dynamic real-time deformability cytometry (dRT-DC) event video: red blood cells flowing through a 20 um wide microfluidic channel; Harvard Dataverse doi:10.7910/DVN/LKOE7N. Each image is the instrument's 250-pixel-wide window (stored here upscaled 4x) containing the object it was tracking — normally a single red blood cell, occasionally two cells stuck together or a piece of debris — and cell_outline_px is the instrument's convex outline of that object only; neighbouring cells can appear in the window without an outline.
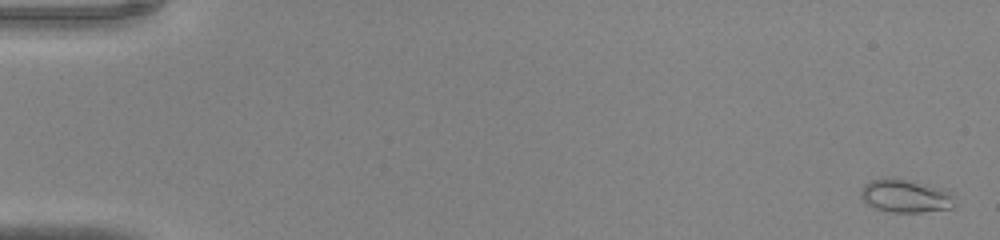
{"species": "common noctule bat (a hibernating species)", "species_latin": "Nyctalus noctula", "temperature_condition": "warm", "stored_images_in_passage": 46, "camera_frame_rate_fps": 3000, "um_per_image_px": 0.085, "animal": {"sex": "male", "body_mass_g": 20.0, "forearm_length_mm": 53.3}, "frame": {"image": 1, "passage_image": 2, "time_ms": 0.333, "image_size_px": [1000, 240], "cell_outline_px": [[956, 204], [952, 208], [920, 212], [892, 212], [876, 208], [868, 204], [860, 196], [860, 192], [864, 184], [872, 180], [916, 180], [944, 188], [956, 192]], "centroid_in_image_um": [77.1, 16.66], "position_along_channel_um": 7.9, "area_um2": 18.26}}
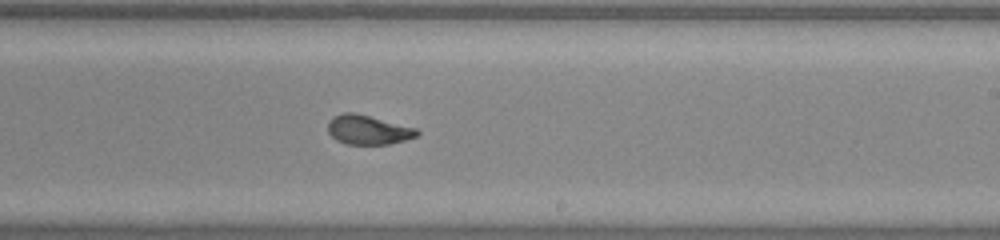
{"frame": {"image": 2, "passage_image": 29, "time_ms": 9.333, "image_size_px": [1000, 240], "cell_outline_px": [[420, 132], [416, 136], [404, 140], [388, 144], [344, 144], [336, 140], [328, 132], [328, 120], [332, 116], [344, 112], [352, 112], [416, 128]], "centroid_in_image_um": [31.23, 11.04], "position_along_channel_um": 257.8, "area_um2": 15.09}}
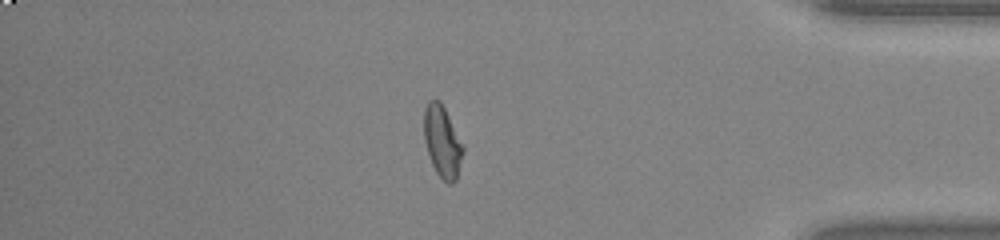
{"frame": {"image": 3, "passage_image": 40, "time_ms": 13.0, "image_size_px": [1000, 240], "cell_outline_px": [[464, 152], [456, 180], [452, 184], [448, 184], [436, 172], [432, 164], [424, 140], [424, 108], [428, 100], [440, 100], [464, 148]], "centroid_in_image_um": [37.59, 12.05], "position_along_channel_um": 397.6, "area_um2": 16.07}}